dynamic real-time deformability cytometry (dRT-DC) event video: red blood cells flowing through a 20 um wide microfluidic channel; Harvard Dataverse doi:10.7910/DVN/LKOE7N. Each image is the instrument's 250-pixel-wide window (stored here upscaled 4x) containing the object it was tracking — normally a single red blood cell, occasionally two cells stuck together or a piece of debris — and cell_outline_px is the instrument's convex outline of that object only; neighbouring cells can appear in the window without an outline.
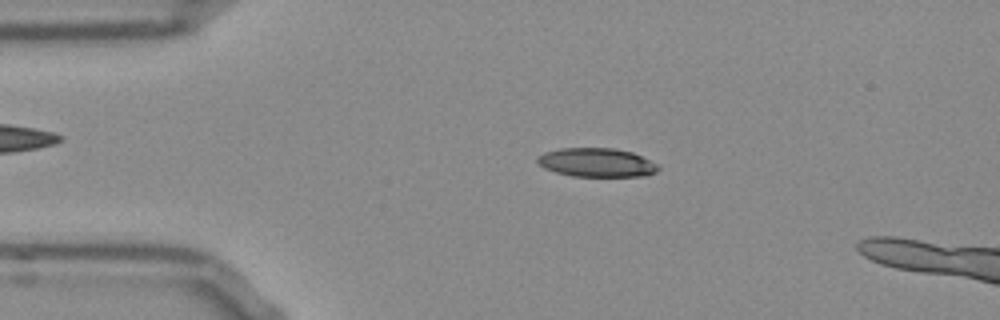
{"species": "Egyptian fruit bat (a non-hibernating species)", "species_latin": "Rousettus aegyptiacus", "temperature_condition": "room temperature", "stored_images_in_passage": 49, "camera_frame_rate_fps": 3000, "um_per_image_px": 0.085, "frame": {"image": 1, "passage_image": 10, "time_ms": 3.0, "image_size_px": [1000, 320], "cell_outline_px": [[660, 168], [656, 172], [644, 176], [572, 176], [556, 172], [544, 168], [536, 160], [536, 156], [544, 152], [560, 148], [612, 148], [632, 152], [656, 164]], "centroid_in_image_um": [50.67, 13.81], "position_along_channel_um": 34.3, "area_um2": 20.17}}
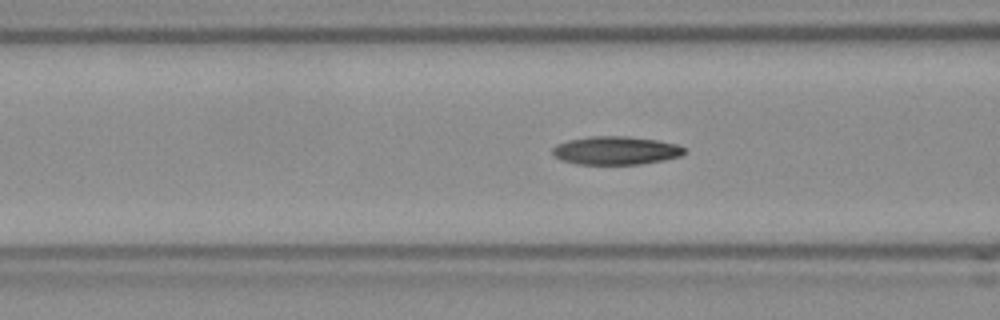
{"frame": {"image": 2, "passage_image": 19, "time_ms": 6.0, "image_size_px": [1000, 320], "cell_outline_px": [[688, 152], [680, 156], [664, 160], [640, 164], [576, 164], [560, 160], [552, 152], [552, 148], [556, 144], [568, 140], [592, 136], [628, 136], [656, 140], [676, 144], [684, 148]], "centroid_in_image_um": [52.34, 12.79], "position_along_channel_um": 114.3, "area_um2": 21.79}}
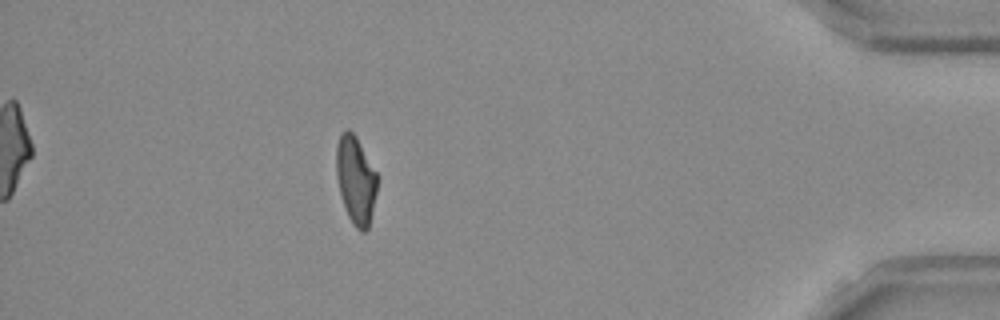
{"frame": {"image": 3, "passage_image": 46, "time_ms": 15.0, "image_size_px": [1000, 320], "cell_outline_px": [[376, 192], [368, 228], [364, 232], [360, 232], [352, 224], [348, 216], [340, 192], [336, 176], [336, 148], [340, 132], [344, 128], [348, 128], [356, 136], [376, 172]], "centroid_in_image_um": [30.21, 15.26], "position_along_channel_um": 405.0, "area_um2": 20.75}, "authors_computed_cell_mechanics": {"area_um2": 21.2126, "velocity_mm_per_s": 3.8181, "shape_relaxation_time_tau1_ms": null, "shape_relaxation_time_tau2_ms": 3.2051, "deformation_change_tau1": null, "deformation_change_tau2": 0.1043}}